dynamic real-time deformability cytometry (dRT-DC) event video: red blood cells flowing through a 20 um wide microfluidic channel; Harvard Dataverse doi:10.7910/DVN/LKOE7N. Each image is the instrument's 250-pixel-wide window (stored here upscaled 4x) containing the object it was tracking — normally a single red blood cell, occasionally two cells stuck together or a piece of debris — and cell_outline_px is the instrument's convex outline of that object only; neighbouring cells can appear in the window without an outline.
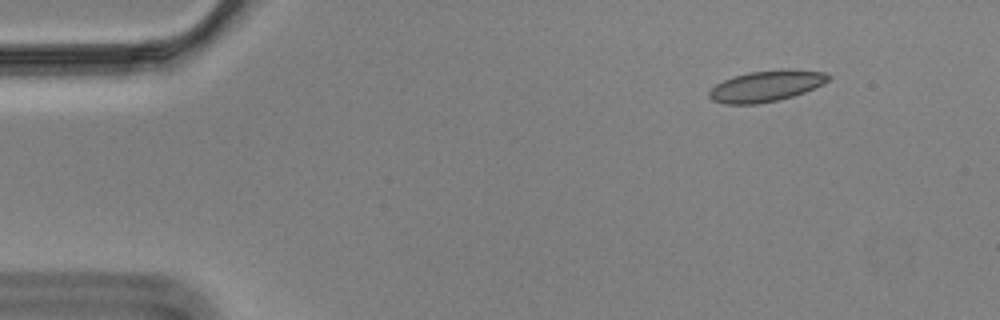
{"species": "Egyptian fruit bat (a non-hibernating species)", "species_latin": "Rousettus aegyptiacus", "temperature_condition": "cold", "stored_images_in_passage": 52, "camera_frame_rate_fps": 3000, "um_per_image_px": 0.085, "animal": {"sex": "male"}, "frame": {"image": 1, "passage_image": 1, "time_ms": 0.0, "image_size_px": [1000, 320], "cell_outline_px": [[832, 76], [824, 84], [804, 92], [792, 96], [776, 100], [756, 104], [724, 104], [712, 100], [708, 96], [708, 92], [716, 84], [732, 76], [748, 72], [780, 68], [788, 68], [828, 72]], "centroid_in_image_um": [65.15, 7.28], "position_along_channel_um": 19.8, "area_um2": 21.91}}
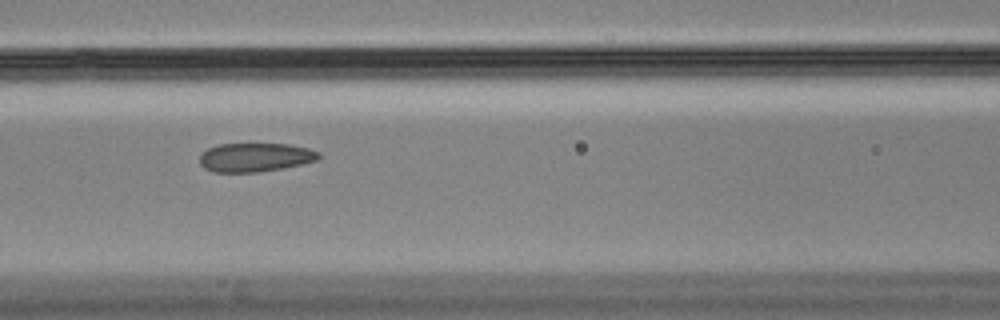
{"frame": {"image": 2, "passage_image": 19, "time_ms": 6.0, "image_size_px": [1000, 320], "cell_outline_px": [[320, 160], [284, 168], [260, 172], [212, 172], [204, 168], [200, 164], [200, 152], [216, 144], [288, 144], [308, 148], [320, 152]], "centroid_in_image_um": [21.69, 13.37], "position_along_channel_um": 144.9, "area_um2": 20.29}}
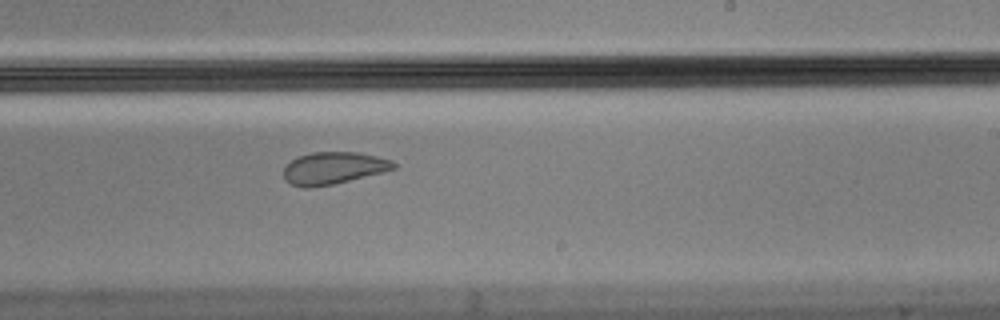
{"frame": {"image": 3, "passage_image": 29, "time_ms": 9.333, "image_size_px": [1000, 320], "cell_outline_px": [[396, 168], [332, 184], [308, 188], [304, 188], [292, 184], [284, 180], [284, 168], [292, 160], [300, 156], [312, 152], [360, 152], [392, 160], [396, 164]], "centroid_in_image_um": [28.33, 14.28], "position_along_channel_um": 260.7, "area_um2": 20.29}, "authors_computed_cell_mechanics": {"area_um2": 21.8195, "velocity_mm_per_s": 3.4785, "shape_relaxation_time_tau1_ms": null, "shape_relaxation_time_tau2_ms": 1.6298, "deformation_change_tau1": null, "deformation_change_tau2": 0.05}}